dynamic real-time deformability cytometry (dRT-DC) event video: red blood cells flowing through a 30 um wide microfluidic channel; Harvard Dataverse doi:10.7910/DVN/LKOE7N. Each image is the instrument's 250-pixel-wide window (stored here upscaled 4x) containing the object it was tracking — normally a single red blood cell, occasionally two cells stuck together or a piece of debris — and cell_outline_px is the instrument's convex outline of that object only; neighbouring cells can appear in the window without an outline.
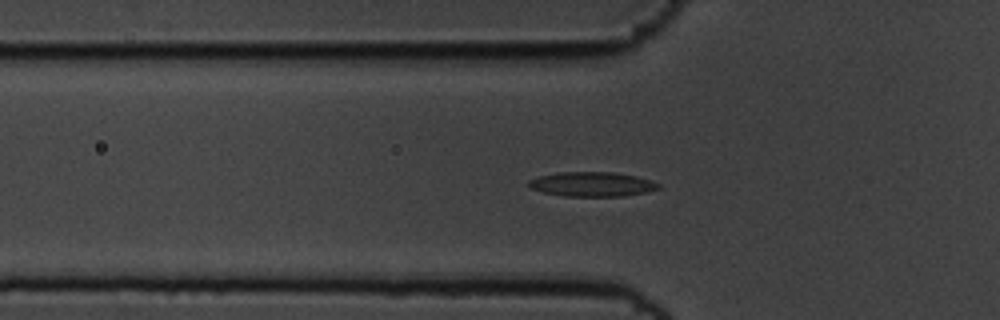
{"species": "common noctule bat (a hibernating species)", "species_latin": "Nyctalus noctula", "temperature_condition": "cold", "stored_images_in_passage": 53, "camera_frame_rate_fps": 3000, "um_per_image_px": 0.085, "animal": {"sex": "male", "body_mass_g": 19.5, "forearm_length_mm": 54.6}, "frame": {"image": 1, "passage_image": 14, "time_ms": 4.333, "image_size_px": [1000, 320], "cell_outline_px": [[660, 188], [648, 192], [624, 196], [564, 196], [544, 192], [532, 188], [528, 184], [528, 180], [540, 176], [560, 172], [612, 172], [636, 176], [652, 180], [660, 184]], "centroid_in_image_um": [50.38, 15.66], "position_along_channel_um": 75.4, "area_um2": 18.5}}
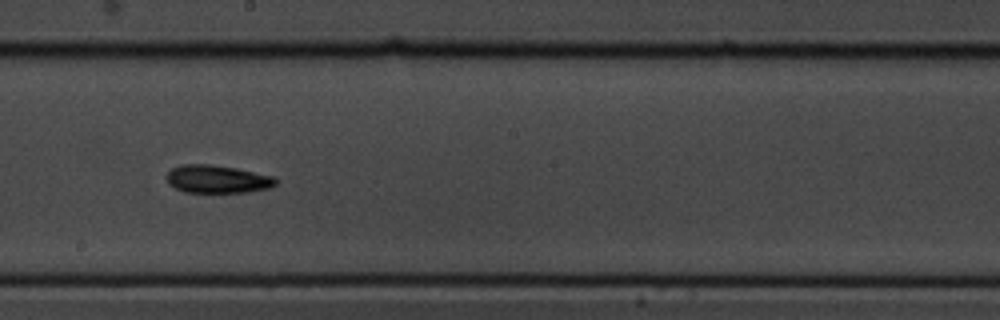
{"frame": {"image": 2, "passage_image": 27, "time_ms": 8.667, "image_size_px": [1000, 320], "cell_outline_px": [[276, 184], [268, 188], [248, 192], [184, 192], [168, 184], [164, 176], [172, 168], [184, 164], [208, 164], [236, 168], [276, 176]], "centroid_in_image_um": [18.46, 15.22], "position_along_channel_um": 229.7, "area_um2": 17.86}}
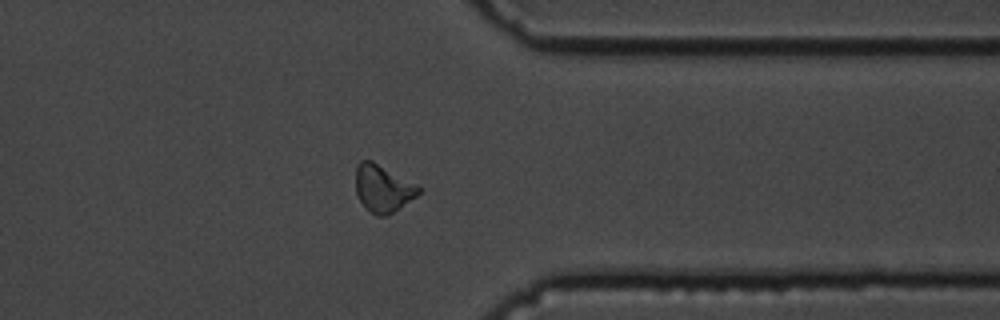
{"frame": {"image": 3, "passage_image": 40, "time_ms": 13.0, "image_size_px": [1000, 320], "cell_outline_px": [[420, 192], [416, 196], [388, 216], [376, 216], [364, 208], [356, 196], [356, 164], [360, 160], [372, 160], [420, 184]], "centroid_in_image_um": [32.54, 16.01], "position_along_channel_um": 378.9, "area_um2": 17.86}}